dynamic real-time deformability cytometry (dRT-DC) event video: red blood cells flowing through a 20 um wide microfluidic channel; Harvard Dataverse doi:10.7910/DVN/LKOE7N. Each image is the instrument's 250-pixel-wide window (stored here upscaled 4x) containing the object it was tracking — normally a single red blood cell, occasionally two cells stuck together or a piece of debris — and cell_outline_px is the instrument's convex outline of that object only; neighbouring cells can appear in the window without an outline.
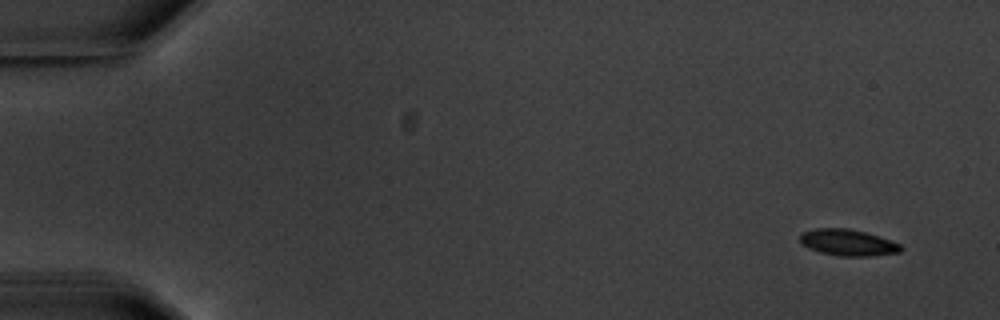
{"species": "common noctule bat (a hibernating species)", "species_latin": "Nyctalus noctula", "temperature_condition": "warm", "stored_images_in_passage": 6, "camera_frame_rate_fps": 3000, "um_per_image_px": 0.085, "animal": {"sex": "male", "body_mass_g": 20.1, "forearm_length_mm": 53.5}, "frame": {"image": 1, "passage_image": 1, "time_ms": 0.0, "image_size_px": [1000, 320], "cell_outline_px": [[904, 248], [900, 252], [868, 256], [840, 256], [820, 252], [808, 248], [800, 244], [800, 236], [804, 232], [816, 228], [848, 228], [880, 236], [900, 244]], "centroid_in_image_um": [72.07, 20.62], "position_along_channel_um": 12.9, "area_um2": 15.49}}
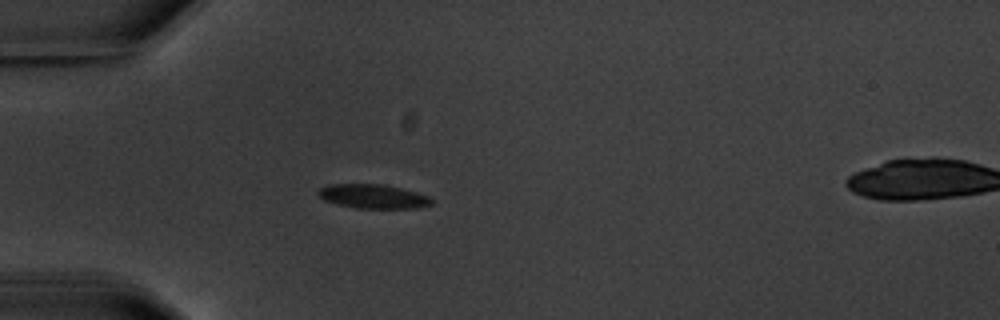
{"frame": {"image": 2, "passage_image": 5, "time_ms": 4.667, "image_size_px": [1000, 320], "cell_outline_px": [[432, 204], [416, 208], [356, 208], [324, 200], [316, 192], [320, 188], [328, 184], [384, 184], [416, 192], [428, 196], [432, 200]], "centroid_in_image_um": [31.7, 16.68], "position_along_channel_um": 53.3, "area_um2": 15.78}}